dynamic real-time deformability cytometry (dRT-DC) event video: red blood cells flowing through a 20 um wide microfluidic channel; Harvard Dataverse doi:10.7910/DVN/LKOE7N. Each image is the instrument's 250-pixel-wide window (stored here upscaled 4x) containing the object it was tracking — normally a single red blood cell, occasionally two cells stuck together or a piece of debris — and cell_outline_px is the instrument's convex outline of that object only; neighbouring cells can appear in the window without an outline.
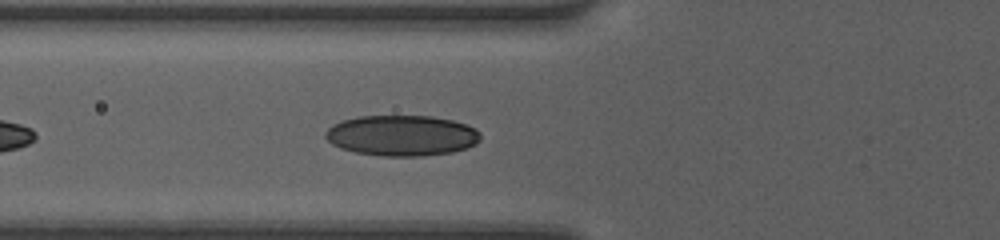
{"species": "human", "species_latin": "Homo sapiens", "temperature_condition": "room temperature", "stored_images_in_passage": 11, "camera_frame_rate_fps": 3000, "um_per_image_px": 0.085, "donor": {"sex": "female"}, "frame": {"image": 1, "passage_image": 8, "time_ms": 2.333, "image_size_px": [1000, 240], "cell_outline_px": [[480, 140], [476, 144], [468, 148], [452, 152], [420, 156], [384, 156], [356, 152], [340, 148], [332, 144], [324, 136], [324, 132], [332, 124], [340, 120], [360, 116], [432, 116], [452, 120], [476, 128], [480, 132]], "centroid_in_image_um": [34.14, 11.51], "position_along_channel_um": 91.7, "area_um2": 36.93}}
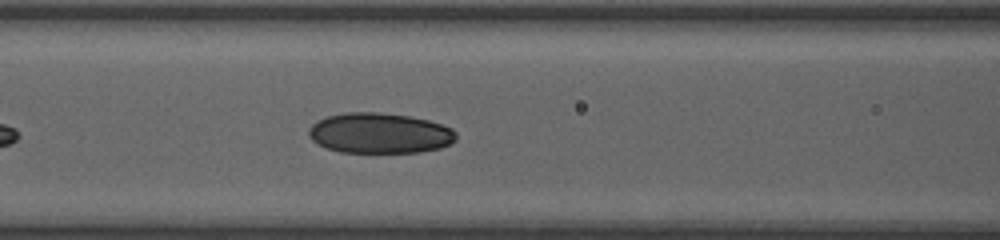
{"frame": {"image": 2, "passage_image": 11, "time_ms": 3.333, "image_size_px": [1000, 240], "cell_outline_px": [[456, 140], [440, 148], [420, 152], [340, 152], [328, 148], [312, 140], [308, 136], [308, 128], [316, 120], [328, 116], [348, 112], [376, 112], [408, 116], [428, 120], [452, 128], [456, 132]], "centroid_in_image_um": [32.26, 11.31], "position_along_channel_um": 134.3, "area_um2": 34.62}}